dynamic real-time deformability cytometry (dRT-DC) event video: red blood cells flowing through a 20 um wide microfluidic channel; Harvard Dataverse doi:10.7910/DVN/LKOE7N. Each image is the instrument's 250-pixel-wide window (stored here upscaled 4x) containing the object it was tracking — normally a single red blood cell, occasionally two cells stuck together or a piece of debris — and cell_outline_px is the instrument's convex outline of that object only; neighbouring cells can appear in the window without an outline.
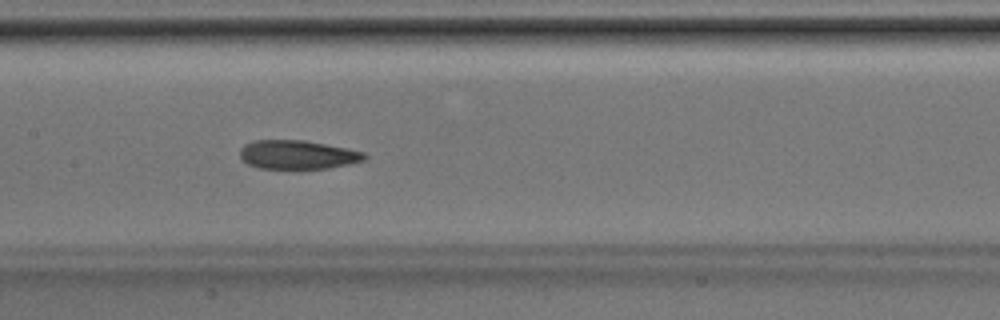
{"species": "Egyptian fruit bat (a non-hibernating species)", "species_latin": "Rousettus aegyptiacus", "temperature_condition": "room temperature", "stored_images_in_passage": 31, "camera_frame_rate_fps": 3000, "um_per_image_px": 0.085, "animal": {"sex": "male"}, "frame": {"image": 1, "passage_image": 10, "time_ms": 3.0, "image_size_px": [1000, 320], "cell_outline_px": [[368, 156], [364, 160], [348, 164], [328, 168], [260, 168], [248, 164], [240, 156], [240, 148], [244, 144], [252, 140], [304, 140], [364, 152]], "centroid_in_image_um": [25.26, 13.14], "position_along_channel_um": 182.1, "area_um2": 20.69}}